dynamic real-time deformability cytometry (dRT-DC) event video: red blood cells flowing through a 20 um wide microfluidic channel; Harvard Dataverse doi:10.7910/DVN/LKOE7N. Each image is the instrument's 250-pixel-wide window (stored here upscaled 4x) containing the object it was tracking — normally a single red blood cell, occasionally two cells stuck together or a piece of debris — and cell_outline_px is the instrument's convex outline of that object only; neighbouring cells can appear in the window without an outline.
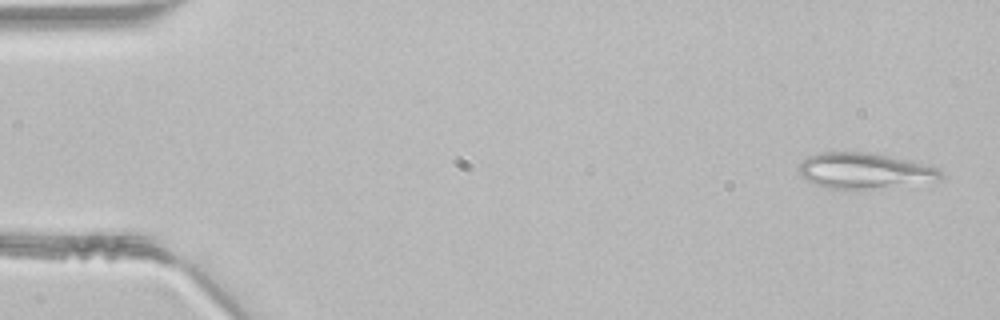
{"species": "common noctule bat (a hibernating species)", "species_latin": "Nyctalus noctula", "temperature_condition": "room temperature", "stored_images_in_passage": 45, "segment_of_instrument_passage": [1, 2], "camera_frame_rate_fps": 3000, "um_per_image_px": 0.085, "animal": {"sex": "male", "body_mass_g": 21.5, "forearm_length_mm": 52.0}, "frame": {"image": 1, "passage_image": 1, "time_ms": 0.0, "image_size_px": [1000, 320], "cell_outline_px": [[944, 176], [940, 180], [856, 192], [828, 188], [816, 184], [800, 176], [800, 164], [808, 156], [820, 152], [864, 152], [904, 160], [936, 168], [944, 172]], "centroid_in_image_um": [73.45, 14.57], "position_along_channel_um": 11.5, "area_um2": 29.65}}
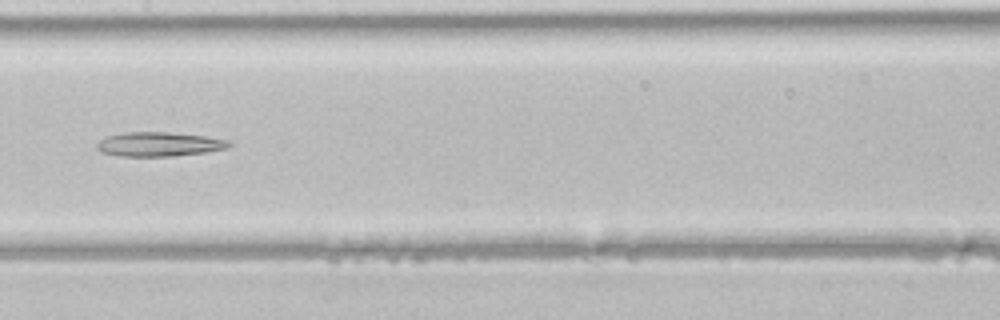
{"frame": {"image": 2, "passage_image": 22, "time_ms": 7.0, "image_size_px": [1000, 320], "cell_outline_px": [[232, 144], [228, 148], [208, 152], [172, 156], [120, 156], [100, 152], [96, 148], [96, 144], [100, 140], [108, 136], [128, 132], [168, 132], [204, 136], [228, 140]], "centroid_in_image_um": [13.53, 12.26], "position_along_channel_um": 193.9, "area_um2": 18.67}}
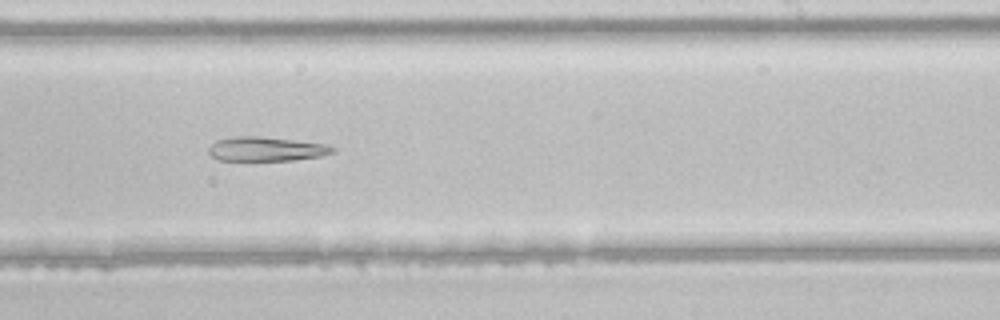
{"frame": {"image": 3, "passage_image": 27, "time_ms": 8.667, "image_size_px": [1000, 320], "cell_outline_px": [[336, 152], [320, 156], [292, 160], [220, 160], [212, 156], [208, 152], [208, 148], [216, 140], [232, 136], [256, 136], [328, 144], [336, 148]], "centroid_in_image_um": [22.64, 12.66], "position_along_channel_um": 266.4, "area_um2": 17.46}}